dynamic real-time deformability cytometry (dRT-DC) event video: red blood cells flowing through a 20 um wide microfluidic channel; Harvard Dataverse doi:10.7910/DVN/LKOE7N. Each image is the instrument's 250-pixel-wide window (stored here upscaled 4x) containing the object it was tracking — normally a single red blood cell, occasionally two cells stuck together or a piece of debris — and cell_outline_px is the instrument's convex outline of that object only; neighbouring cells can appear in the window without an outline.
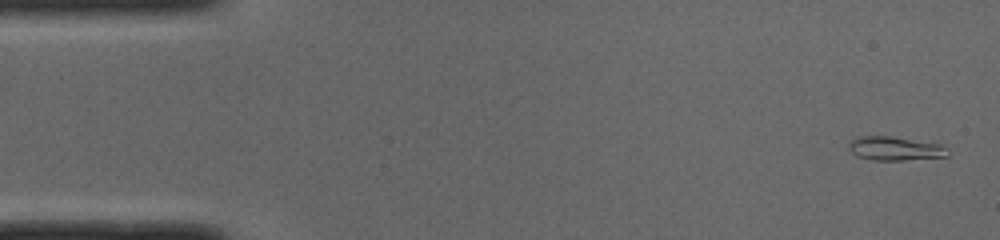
{"species": "common noctule bat (a hibernating species)", "species_latin": "Nyctalus noctula", "temperature_condition": "cold", "stored_images_in_passage": 50, "camera_frame_rate_fps": 3000, "um_per_image_px": 0.085, "animal": {"sex": "male", "body_mass_g": 19.0, "forearm_length_mm": 50.8}, "frame": {"image": 1, "passage_image": 2, "time_ms": 0.333, "image_size_px": [1000, 240], "cell_outline_px": [[948, 156], [900, 160], [872, 160], [856, 156], [848, 148], [848, 140], [856, 136], [892, 136], [940, 144], [948, 148]], "centroid_in_image_um": [76.02, 12.61], "position_along_channel_um": 9.0, "area_um2": 13.87}}
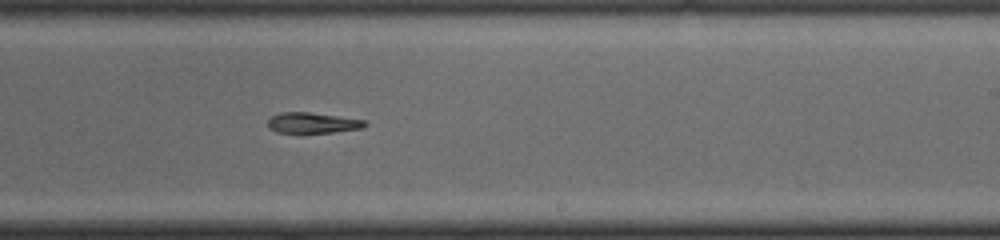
{"frame": {"image": 2, "passage_image": 30, "time_ms": 9.667, "image_size_px": [1000, 240], "cell_outline_px": [[368, 124], [364, 128], [300, 136], [276, 132], [268, 128], [268, 120], [272, 116], [280, 112], [308, 112], [364, 120]], "centroid_in_image_um": [26.5, 10.5], "position_along_channel_um": 262.5, "area_um2": 12.31}}
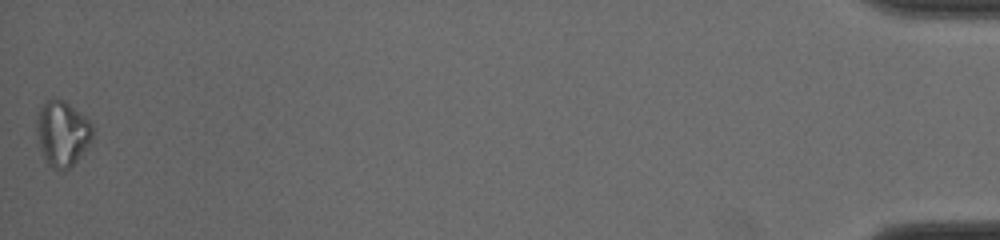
{"frame": {"image": 3, "passage_image": 50, "time_ms": 16.333, "image_size_px": [1000, 240], "cell_outline_px": [[92, 136], [88, 144], [80, 156], [64, 172], [60, 172], [52, 168], [48, 164], [40, 148], [36, 128], [36, 124], [40, 112], [44, 104], [52, 96], [64, 100], [84, 116], [92, 124]], "centroid_in_image_um": [5.29, 11.35], "position_along_channel_um": 429.9, "area_um2": 20.92}}